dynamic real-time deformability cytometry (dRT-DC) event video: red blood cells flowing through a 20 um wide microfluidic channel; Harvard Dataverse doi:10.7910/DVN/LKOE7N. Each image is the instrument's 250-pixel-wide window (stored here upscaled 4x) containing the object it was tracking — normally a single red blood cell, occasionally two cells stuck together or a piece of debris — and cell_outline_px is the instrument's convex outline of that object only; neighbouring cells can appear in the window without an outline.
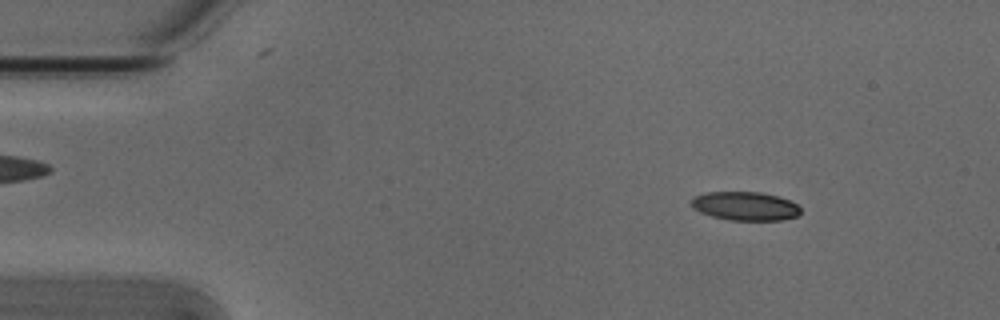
{"species": "Egyptian fruit bat (a non-hibernating species)", "species_latin": "Rousettus aegyptiacus", "temperature_condition": "cold", "stored_images_in_passage": 3, "camera_frame_rate_fps": 3000, "um_per_image_px": 0.085, "animal": {"sex": "male"}, "frame": {"image": 1, "passage_image": 1, "time_ms": 0.0, "image_size_px": [1000, 320], "cell_outline_px": [[800, 216], [784, 220], [728, 220], [712, 216], [700, 212], [692, 208], [692, 196], [704, 192], [760, 192], [780, 196], [796, 204], [800, 208]], "centroid_in_image_um": [63.34, 17.51], "position_along_channel_um": 21.7, "area_um2": 18.5}}